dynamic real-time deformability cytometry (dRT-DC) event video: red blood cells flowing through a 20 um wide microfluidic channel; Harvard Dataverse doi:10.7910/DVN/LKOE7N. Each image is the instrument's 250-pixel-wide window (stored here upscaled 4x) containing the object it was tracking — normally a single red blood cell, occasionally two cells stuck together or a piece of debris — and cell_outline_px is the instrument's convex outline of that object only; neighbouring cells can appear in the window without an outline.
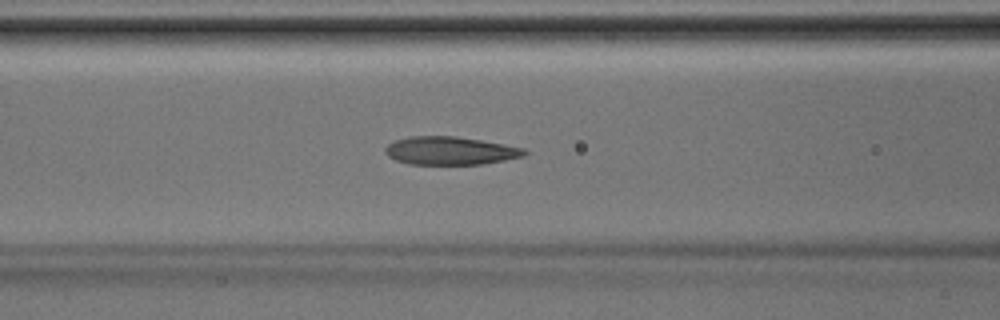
{"species": "Egyptian fruit bat (a non-hibernating species)", "species_latin": "Rousettus aegyptiacus", "temperature_condition": "room temperature", "stored_images_in_passage": 31, "segment_of_instrument_passage": [1, 2], "camera_frame_rate_fps": 3000, "um_per_image_px": 0.085, "animal": {"sex": "male"}, "frame": {"image": 1, "passage_image": 6, "time_ms": 1.667, "image_size_px": [1000, 320], "cell_outline_px": [[528, 152], [524, 156], [504, 160], [480, 164], [408, 164], [396, 160], [388, 156], [384, 152], [384, 148], [388, 144], [396, 140], [408, 136], [456, 136], [504, 144], [524, 148]], "centroid_in_image_um": [38.24, 12.81], "position_along_channel_um": 128.4, "area_um2": 22.77}}
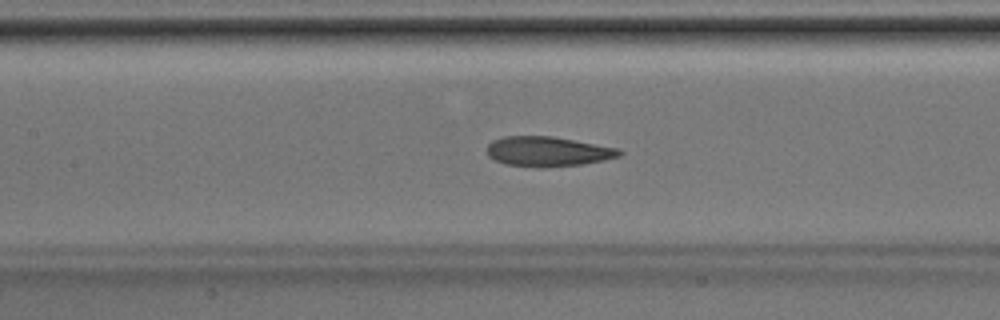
{"frame": {"image": 2, "passage_image": 8, "time_ms": 2.333, "image_size_px": [1000, 320], "cell_outline_px": [[624, 152], [620, 156], [604, 160], [580, 164], [544, 168], [540, 168], [508, 164], [496, 160], [488, 156], [488, 144], [492, 140], [504, 136], [552, 136], [616, 148]], "centroid_in_image_um": [46.55, 12.88], "position_along_channel_um": 160.9, "area_um2": 22.83}}
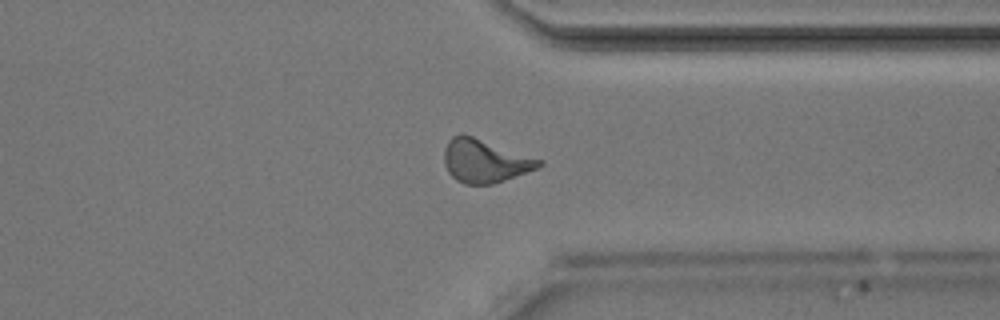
{"frame": {"image": 3, "passage_image": 21, "time_ms": 6.667, "image_size_px": [1000, 320], "cell_outline_px": [[544, 164], [536, 168], [504, 180], [492, 184], [464, 184], [456, 180], [448, 172], [444, 164], [444, 148], [448, 140], [452, 136], [460, 132], [464, 132], [544, 160]], "centroid_in_image_um": [41.18, 13.63], "position_along_channel_um": 370.2, "area_um2": 24.28}}